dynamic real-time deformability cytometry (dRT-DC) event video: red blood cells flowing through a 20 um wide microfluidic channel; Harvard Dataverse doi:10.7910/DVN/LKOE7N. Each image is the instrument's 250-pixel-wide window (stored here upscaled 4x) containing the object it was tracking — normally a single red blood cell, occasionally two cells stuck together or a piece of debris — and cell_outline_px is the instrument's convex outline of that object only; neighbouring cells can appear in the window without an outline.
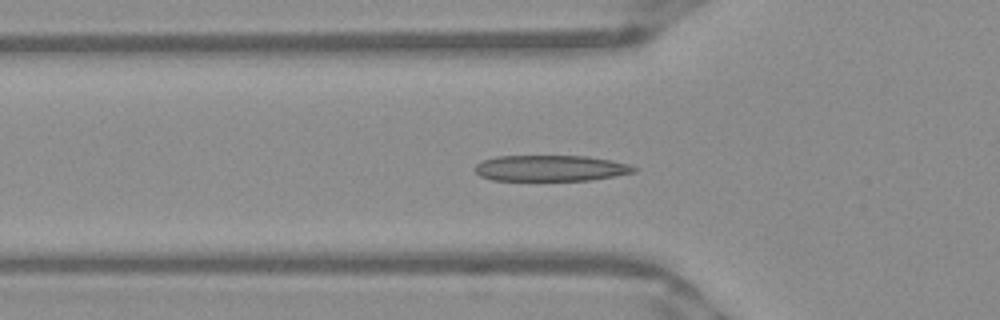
{"species": "Egyptian fruit bat (a non-hibernating species)", "species_latin": "Rousettus aegyptiacus", "temperature_condition": "warm", "stored_images_in_passage": 51, "camera_frame_rate_fps": 3000, "um_per_image_px": 0.085, "frame": {"image": 1, "passage_image": 16, "time_ms": 5.0, "image_size_px": [1000, 320], "cell_outline_px": [[636, 172], [588, 180], [492, 180], [480, 176], [472, 168], [476, 164], [484, 160], [496, 156], [588, 156], [612, 160], [632, 164], [636, 168]], "centroid_in_image_um": [46.8, 14.29], "position_along_channel_um": 79.0, "area_um2": 24.1}}
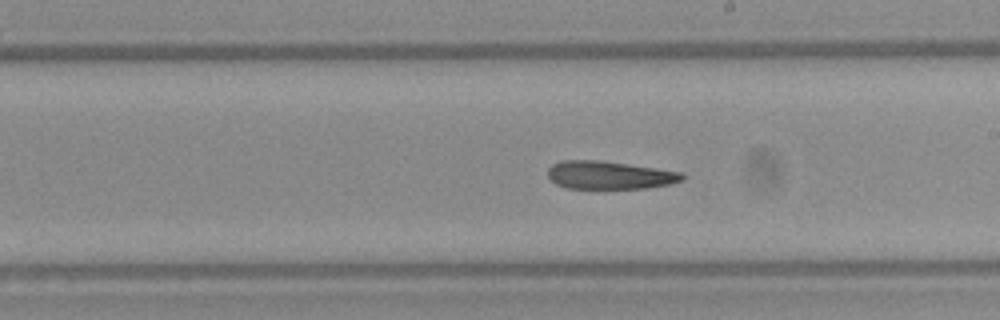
{"frame": {"image": 2, "passage_image": 28, "time_ms": 9.0, "image_size_px": [1000, 320], "cell_outline_px": [[684, 180], [668, 184], [648, 188], [568, 188], [556, 184], [548, 176], [548, 168], [552, 164], [560, 160], [600, 160], [684, 172]], "centroid_in_image_um": [51.81, 14.87], "position_along_channel_um": 237.2, "area_um2": 21.96}}
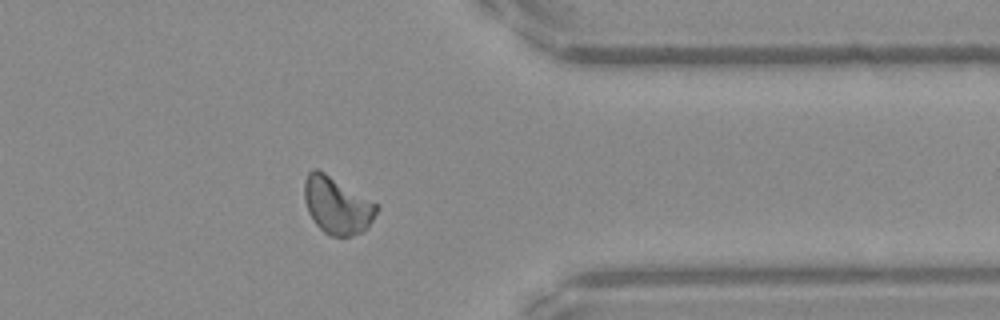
{"frame": {"image": 3, "passage_image": 40, "time_ms": 13.0, "image_size_px": [1000, 320], "cell_outline_px": [[380, 208], [368, 228], [352, 236], [332, 236], [324, 232], [316, 224], [308, 212], [304, 200], [304, 180], [308, 172], [312, 168], [316, 168], [324, 172], [376, 204]], "centroid_in_image_um": [28.62, 17.46], "position_along_channel_um": 382.8, "area_um2": 23.81}, "authors_computed_cell_mechanics": {"area_um2": 23.5246, "velocity_mm_per_s": 3.929, "shape_relaxation_time_tau1_ms": 6.3344, "shape_relaxation_time_tau2_ms": 9.8967, "deformation_change_tau1": 0.1482, "deformation_change_tau2": 0.2064}}